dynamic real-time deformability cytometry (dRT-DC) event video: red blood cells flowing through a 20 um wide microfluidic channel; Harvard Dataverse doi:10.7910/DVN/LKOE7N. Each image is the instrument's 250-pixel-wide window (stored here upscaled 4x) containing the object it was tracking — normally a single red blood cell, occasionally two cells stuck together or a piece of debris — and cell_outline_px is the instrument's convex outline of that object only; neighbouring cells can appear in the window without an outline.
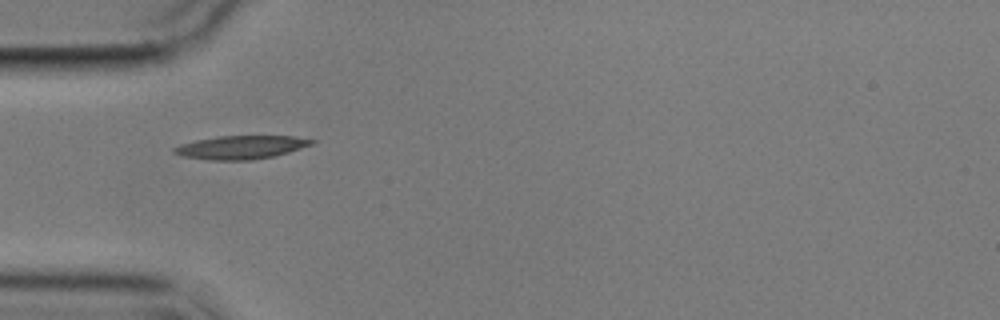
{"species": "common noctule bat (a hibernating species)", "species_latin": "Nyctalus noctula", "temperature_condition": "cold", "stored_images_in_passage": 2, "camera_frame_rate_fps": 3000, "um_per_image_px": 0.085, "animal": {"sex": "male", "body_mass_g": 17.9}, "frame": {"image": 1, "passage_image": 1, "time_ms": 0.0, "image_size_px": [1000, 320], "cell_outline_px": [[316, 140], [312, 144], [288, 152], [272, 156], [252, 160], [208, 160], [180, 156], [172, 152], [172, 148], [180, 144], [196, 140], [216, 136], [292, 136]], "centroid_in_image_um": [20.41, 12.52], "position_along_channel_um": 64.6, "area_um2": 18.73}}
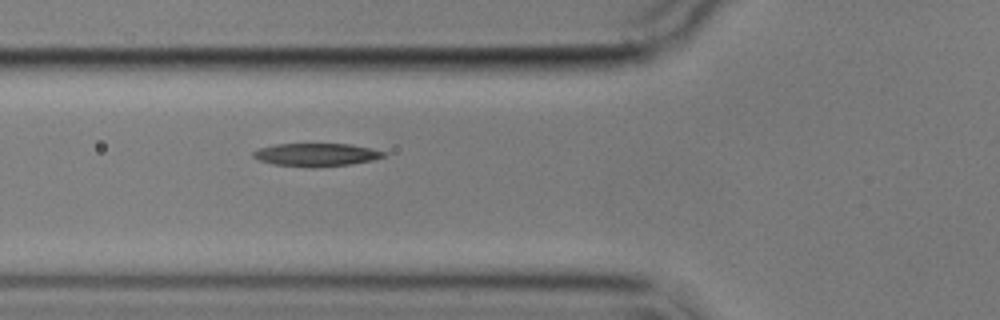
{"frame": {"image": 2, "passage_image": 2, "time_ms": 1.0, "image_size_px": [1000, 320], "cell_outline_px": [[388, 156], [372, 160], [352, 164], [312, 168], [272, 164], [260, 160], [252, 156], [252, 152], [260, 148], [276, 144], [352, 144], [372, 148], [388, 152]], "centroid_in_image_um": [26.95, 13.16], "position_along_channel_um": 98.9, "area_um2": 17.74}}